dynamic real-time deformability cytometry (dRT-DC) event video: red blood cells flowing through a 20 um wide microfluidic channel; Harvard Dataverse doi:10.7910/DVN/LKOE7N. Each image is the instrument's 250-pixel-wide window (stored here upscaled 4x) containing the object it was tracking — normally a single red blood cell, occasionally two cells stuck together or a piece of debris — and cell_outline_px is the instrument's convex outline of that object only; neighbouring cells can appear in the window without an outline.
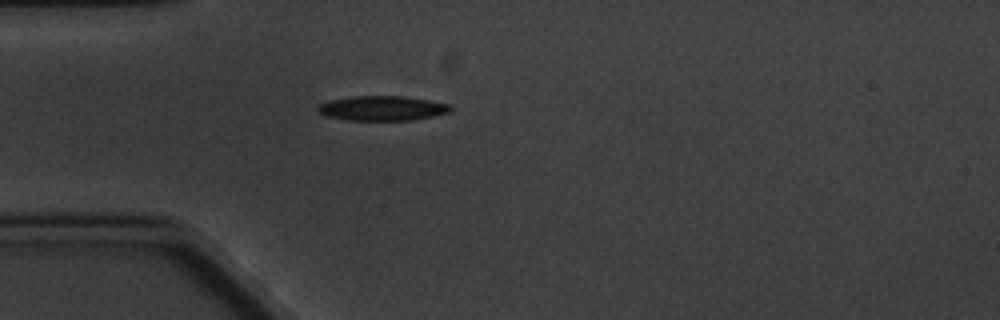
{"species": "common noctule bat (a hibernating species)", "species_latin": "Nyctalus noctula", "temperature_condition": "cold", "stored_images_in_passage": 1, "camera_frame_rate_fps": 3000, "um_per_image_px": 0.085, "animal": {"sex": "male", "body_mass_g": 20.1, "forearm_length_mm": 53.5}, "frame": {"image": 1, "passage_image": 1, "time_ms": 0.0, "image_size_px": [1000, 320], "cell_outline_px": [[452, 112], [412, 120], [344, 120], [328, 116], [316, 112], [316, 108], [320, 104], [332, 100], [352, 96], [404, 96], [428, 100], [448, 104], [452, 108]], "centroid_in_image_um": [32.48, 9.2], "position_along_channel_um": 52.5, "area_um2": 19.07}}